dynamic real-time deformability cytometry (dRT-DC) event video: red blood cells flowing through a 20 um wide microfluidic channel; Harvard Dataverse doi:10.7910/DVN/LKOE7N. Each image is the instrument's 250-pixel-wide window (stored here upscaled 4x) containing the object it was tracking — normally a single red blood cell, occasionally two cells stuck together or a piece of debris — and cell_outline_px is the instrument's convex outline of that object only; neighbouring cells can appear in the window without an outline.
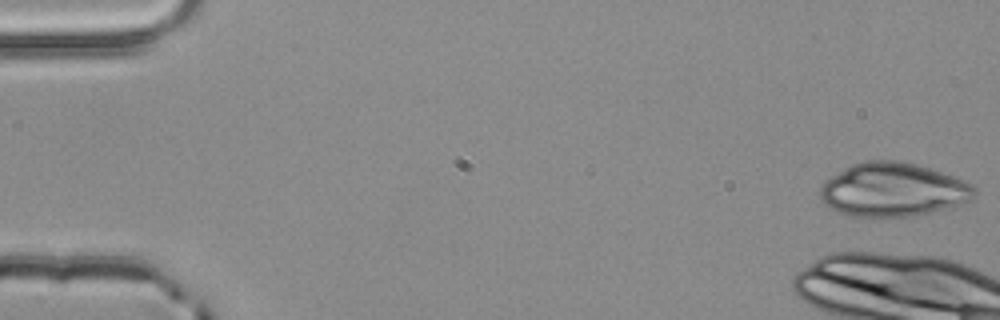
{"species": "common noctule bat (a hibernating species)", "species_latin": "Nyctalus noctula", "temperature_condition": "room temperature", "stored_images_in_passage": 6, "camera_frame_rate_fps": 3000, "um_per_image_px": 0.085, "animal": {"sex": "male", "body_mass_g": 20.4}, "frame": {"image": 1, "passage_image": 1, "time_ms": 0.0, "image_size_px": [1000, 320], "cell_outline_px": [[976, 196], [972, 200], [960, 204], [912, 216], [848, 216], [828, 208], [820, 200], [820, 188], [824, 180], [852, 164], [864, 160], [900, 160], [916, 164], [964, 180], [972, 184], [976, 188]], "centroid_in_image_um": [75.87, 16.12], "position_along_channel_um": 9.1, "area_um2": 48.32}}